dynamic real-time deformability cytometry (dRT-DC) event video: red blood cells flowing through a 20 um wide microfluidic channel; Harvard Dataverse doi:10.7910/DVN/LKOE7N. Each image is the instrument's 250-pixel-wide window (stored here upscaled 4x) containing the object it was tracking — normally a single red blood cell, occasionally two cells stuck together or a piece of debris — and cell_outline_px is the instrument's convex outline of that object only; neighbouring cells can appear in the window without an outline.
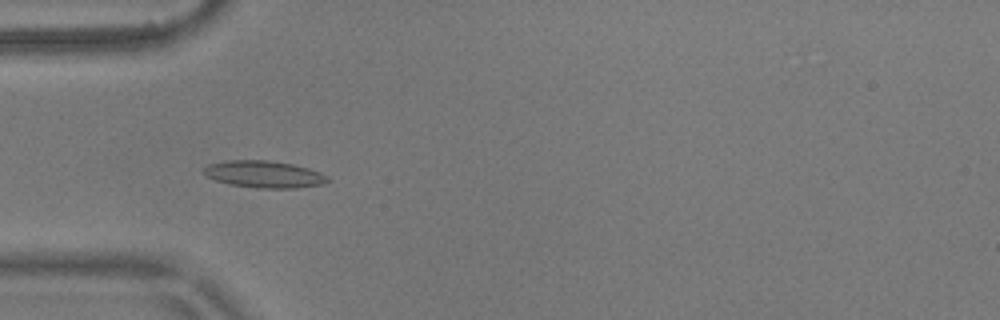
{"species": "common noctule bat (a hibernating species)", "species_latin": "Nyctalus noctula", "temperature_condition": "warm", "stored_images_in_passage": 6, "camera_frame_rate_fps": 3000, "um_per_image_px": 0.085, "animal": {"sex": "male", "body_mass_g": 17.9}, "frame": {"image": 1, "passage_image": 4, "time_ms": 1.0, "image_size_px": [1000, 320], "cell_outline_px": [[332, 180], [320, 184], [296, 188], [256, 188], [232, 184], [216, 180], [208, 176], [204, 172], [204, 168], [208, 164], [228, 160], [268, 160], [292, 164], [308, 168], [320, 172], [328, 176]], "centroid_in_image_um": [22.48, 14.81], "position_along_channel_um": 62.5, "area_um2": 19.31}}